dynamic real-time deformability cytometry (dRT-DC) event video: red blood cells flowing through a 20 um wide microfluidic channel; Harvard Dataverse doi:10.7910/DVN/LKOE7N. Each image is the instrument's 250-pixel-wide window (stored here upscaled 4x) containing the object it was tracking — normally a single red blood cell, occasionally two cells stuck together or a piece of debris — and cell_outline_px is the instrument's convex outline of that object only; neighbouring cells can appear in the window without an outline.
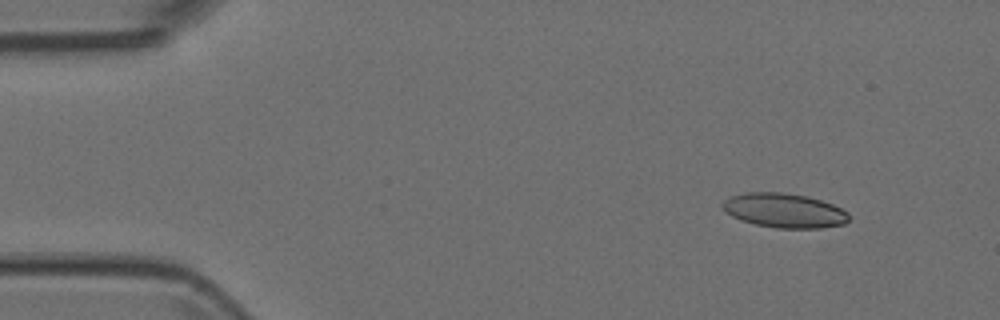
{"species": "Egyptian fruit bat (a non-hibernating species)", "species_latin": "Rousettus aegyptiacus", "temperature_condition": "room temperature", "stored_images_in_passage": 4, "camera_frame_rate_fps": 3000, "um_per_image_px": 0.085, "animal": {"sex": "female"}, "frame": {"image": 1, "passage_image": 1, "time_ms": 0.0, "image_size_px": [1000, 320], "cell_outline_px": [[848, 220], [844, 224], [820, 228], [776, 228], [756, 224], [740, 220], [724, 212], [720, 204], [724, 200], [732, 196], [744, 192], [784, 192], [808, 196], [832, 204], [848, 212]], "centroid_in_image_um": [66.62, 17.88], "position_along_channel_um": 18.4, "area_um2": 25.43}}
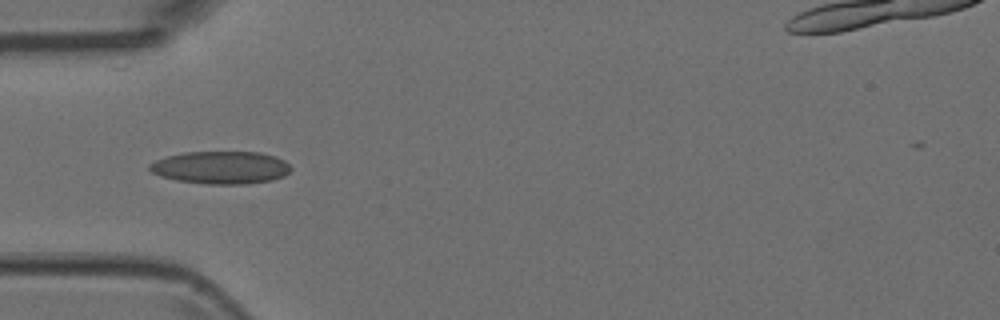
{"frame": {"image": 2, "passage_image": 4, "time_ms": 1.0, "image_size_px": [1000, 320], "cell_outline_px": [[292, 168], [284, 176], [272, 180], [244, 184], [208, 184], [176, 180], [160, 176], [152, 172], [148, 168], [148, 164], [156, 160], [168, 156], [184, 152], [260, 152], [276, 156], [284, 160]], "centroid_in_image_um": [18.77, 14.24], "position_along_channel_um": 66.2, "area_um2": 26.93}}